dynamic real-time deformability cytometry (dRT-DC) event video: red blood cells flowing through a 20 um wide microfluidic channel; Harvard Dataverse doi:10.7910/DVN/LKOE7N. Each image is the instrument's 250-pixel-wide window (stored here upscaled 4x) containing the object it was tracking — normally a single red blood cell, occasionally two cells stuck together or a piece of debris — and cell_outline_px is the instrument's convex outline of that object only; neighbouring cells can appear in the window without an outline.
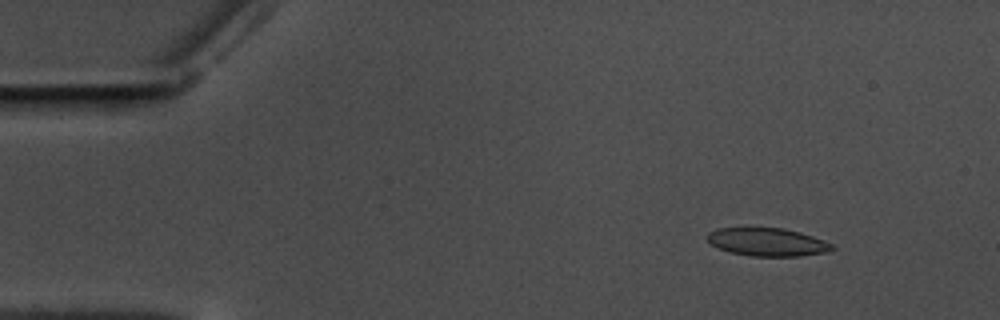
{"species": "common noctule bat (a hibernating species)", "species_latin": "Nyctalus noctula", "temperature_condition": "warm", "stored_images_in_passage": 52, "camera_frame_rate_fps": 3000, "um_per_image_px": 0.085, "animal": {"sex": "male", "body_mass_g": 17.5, "forearm_length_mm": 52.3}, "frame": {"image": 1, "passage_image": 1, "time_ms": 0.0, "image_size_px": [1000, 320], "cell_outline_px": [[836, 248], [828, 252], [800, 256], [752, 256], [732, 252], [716, 248], [704, 236], [708, 232], [716, 228], [744, 224], [784, 228], [800, 232], [824, 240], [832, 244]], "centroid_in_image_um": [65.15, 20.51], "position_along_channel_um": 19.9, "area_um2": 21.5}}
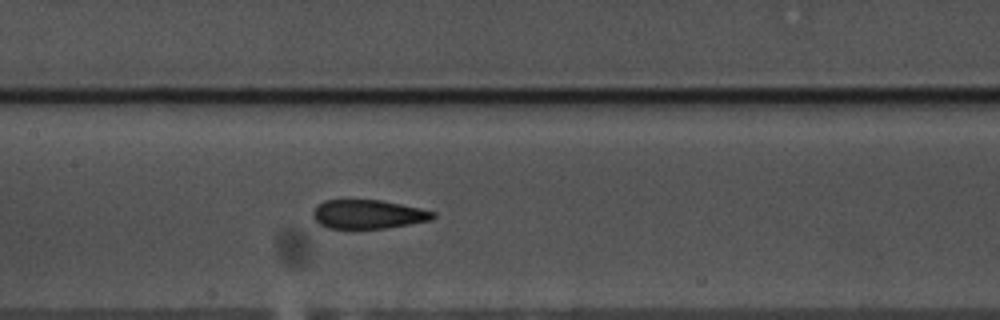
{"frame": {"image": 2, "passage_image": 22, "time_ms": 7.0, "image_size_px": [1000, 320], "cell_outline_px": [[436, 216], [432, 220], [388, 228], [328, 228], [320, 224], [312, 216], [312, 212], [324, 200], [380, 200], [420, 208], [436, 212]], "centroid_in_image_um": [31.32, 18.21], "position_along_channel_um": 176.1, "area_um2": 20.11}}
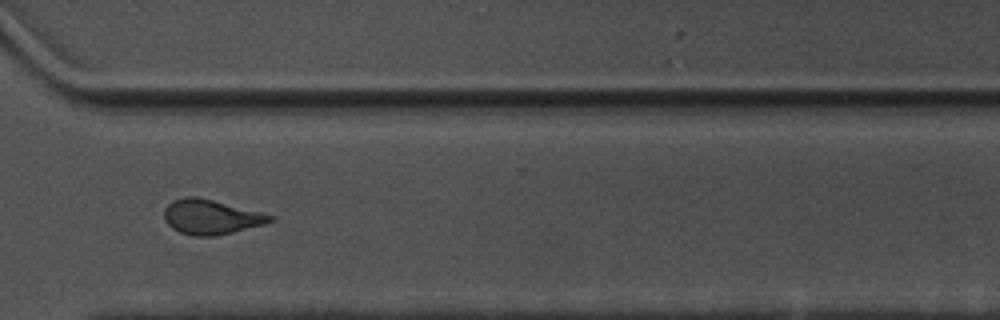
{"frame": {"image": 3, "passage_image": 37, "time_ms": 12.0, "image_size_px": [1000, 320], "cell_outline_px": [[276, 220], [264, 224], [216, 236], [196, 236], [180, 232], [172, 228], [164, 220], [164, 208], [172, 200], [184, 196], [196, 196], [276, 216]], "centroid_in_image_um": [17.92, 18.43], "position_along_channel_um": 352.7, "area_um2": 21.39}, "authors_computed_cell_mechanics": {"area_um2": 21.4149, "velocity_mm_per_s": 3.5318, "shape_relaxation_time_tau1_ms": 10.3055, "shape_relaxation_time_tau2_ms": 2.0816, "deformation_change_tau1": 0.2278, "deformation_change_tau2": 0.0735}}